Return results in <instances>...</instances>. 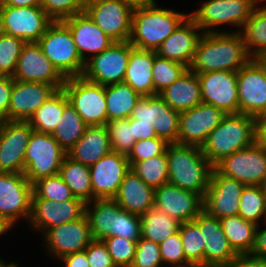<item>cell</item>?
I'll return each mask as SVG.
<instances>
[{"label":"cell","instance_id":"obj_15","mask_svg":"<svg viewBox=\"0 0 266 267\" xmlns=\"http://www.w3.org/2000/svg\"><path fill=\"white\" fill-rule=\"evenodd\" d=\"M132 47L129 41L114 42L85 62L82 76L102 86L123 82Z\"/></svg>","mask_w":266,"mask_h":267},{"label":"cell","instance_id":"obj_51","mask_svg":"<svg viewBox=\"0 0 266 267\" xmlns=\"http://www.w3.org/2000/svg\"><path fill=\"white\" fill-rule=\"evenodd\" d=\"M131 267H164L159 244L140 237Z\"/></svg>","mask_w":266,"mask_h":267},{"label":"cell","instance_id":"obj_49","mask_svg":"<svg viewBox=\"0 0 266 267\" xmlns=\"http://www.w3.org/2000/svg\"><path fill=\"white\" fill-rule=\"evenodd\" d=\"M110 236H120L128 240H138L141 237V219L140 216L131 214L120 208L114 214L113 229Z\"/></svg>","mask_w":266,"mask_h":267},{"label":"cell","instance_id":"obj_18","mask_svg":"<svg viewBox=\"0 0 266 267\" xmlns=\"http://www.w3.org/2000/svg\"><path fill=\"white\" fill-rule=\"evenodd\" d=\"M32 131L27 121L0 122V172L23 173Z\"/></svg>","mask_w":266,"mask_h":267},{"label":"cell","instance_id":"obj_34","mask_svg":"<svg viewBox=\"0 0 266 267\" xmlns=\"http://www.w3.org/2000/svg\"><path fill=\"white\" fill-rule=\"evenodd\" d=\"M260 5V6H259ZM245 48L252 58H266V5L258 4L240 30Z\"/></svg>","mask_w":266,"mask_h":267},{"label":"cell","instance_id":"obj_55","mask_svg":"<svg viewBox=\"0 0 266 267\" xmlns=\"http://www.w3.org/2000/svg\"><path fill=\"white\" fill-rule=\"evenodd\" d=\"M13 77L0 76V122L8 121V110L13 90Z\"/></svg>","mask_w":266,"mask_h":267},{"label":"cell","instance_id":"obj_13","mask_svg":"<svg viewBox=\"0 0 266 267\" xmlns=\"http://www.w3.org/2000/svg\"><path fill=\"white\" fill-rule=\"evenodd\" d=\"M41 239L47 255L56 260L57 264L66 255L84 251L93 240L85 214L77 220L48 228Z\"/></svg>","mask_w":266,"mask_h":267},{"label":"cell","instance_id":"obj_44","mask_svg":"<svg viewBox=\"0 0 266 267\" xmlns=\"http://www.w3.org/2000/svg\"><path fill=\"white\" fill-rule=\"evenodd\" d=\"M32 193V199H48L54 202L79 199L58 174L35 181L32 184Z\"/></svg>","mask_w":266,"mask_h":267},{"label":"cell","instance_id":"obj_21","mask_svg":"<svg viewBox=\"0 0 266 267\" xmlns=\"http://www.w3.org/2000/svg\"><path fill=\"white\" fill-rule=\"evenodd\" d=\"M86 203L81 199L54 202L48 199H32L31 216L27 224L35 233L42 235L48 228L60 226L81 218Z\"/></svg>","mask_w":266,"mask_h":267},{"label":"cell","instance_id":"obj_67","mask_svg":"<svg viewBox=\"0 0 266 267\" xmlns=\"http://www.w3.org/2000/svg\"><path fill=\"white\" fill-rule=\"evenodd\" d=\"M257 1V4H262L263 5V2H266V0H256Z\"/></svg>","mask_w":266,"mask_h":267},{"label":"cell","instance_id":"obj_10","mask_svg":"<svg viewBox=\"0 0 266 267\" xmlns=\"http://www.w3.org/2000/svg\"><path fill=\"white\" fill-rule=\"evenodd\" d=\"M32 194V184L23 173L0 172V215L14 228L22 220L28 224Z\"/></svg>","mask_w":266,"mask_h":267},{"label":"cell","instance_id":"obj_63","mask_svg":"<svg viewBox=\"0 0 266 267\" xmlns=\"http://www.w3.org/2000/svg\"><path fill=\"white\" fill-rule=\"evenodd\" d=\"M127 1L133 3L135 6H138V5L152 4L157 2L158 0H127Z\"/></svg>","mask_w":266,"mask_h":267},{"label":"cell","instance_id":"obj_37","mask_svg":"<svg viewBox=\"0 0 266 267\" xmlns=\"http://www.w3.org/2000/svg\"><path fill=\"white\" fill-rule=\"evenodd\" d=\"M226 238L237 255L250 254L254 242L257 225L244 220L239 215L221 219Z\"/></svg>","mask_w":266,"mask_h":267},{"label":"cell","instance_id":"obj_4","mask_svg":"<svg viewBox=\"0 0 266 267\" xmlns=\"http://www.w3.org/2000/svg\"><path fill=\"white\" fill-rule=\"evenodd\" d=\"M256 142V118L226 114L201 146L203 155L215 166L223 158Z\"/></svg>","mask_w":266,"mask_h":267},{"label":"cell","instance_id":"obj_42","mask_svg":"<svg viewBox=\"0 0 266 267\" xmlns=\"http://www.w3.org/2000/svg\"><path fill=\"white\" fill-rule=\"evenodd\" d=\"M238 215L256 225H260L266 220V197L262 186L244 187L240 197Z\"/></svg>","mask_w":266,"mask_h":267},{"label":"cell","instance_id":"obj_19","mask_svg":"<svg viewBox=\"0 0 266 267\" xmlns=\"http://www.w3.org/2000/svg\"><path fill=\"white\" fill-rule=\"evenodd\" d=\"M197 75L202 103L213 105L225 114H239L237 72L223 70Z\"/></svg>","mask_w":266,"mask_h":267},{"label":"cell","instance_id":"obj_56","mask_svg":"<svg viewBox=\"0 0 266 267\" xmlns=\"http://www.w3.org/2000/svg\"><path fill=\"white\" fill-rule=\"evenodd\" d=\"M129 123L133 127V137L136 141L156 138L154 127L151 123L129 118Z\"/></svg>","mask_w":266,"mask_h":267},{"label":"cell","instance_id":"obj_38","mask_svg":"<svg viewBox=\"0 0 266 267\" xmlns=\"http://www.w3.org/2000/svg\"><path fill=\"white\" fill-rule=\"evenodd\" d=\"M58 175L70 188L72 194L85 203L93 200L89 166L73 161L66 156Z\"/></svg>","mask_w":266,"mask_h":267},{"label":"cell","instance_id":"obj_65","mask_svg":"<svg viewBox=\"0 0 266 267\" xmlns=\"http://www.w3.org/2000/svg\"><path fill=\"white\" fill-rule=\"evenodd\" d=\"M0 267H20V265H19V263L17 262V261H13V262H6V261H4L1 265H0Z\"/></svg>","mask_w":266,"mask_h":267},{"label":"cell","instance_id":"obj_7","mask_svg":"<svg viewBox=\"0 0 266 267\" xmlns=\"http://www.w3.org/2000/svg\"><path fill=\"white\" fill-rule=\"evenodd\" d=\"M66 156L67 152L52 134L33 130L25 152L23 174L31 184L41 178L57 175Z\"/></svg>","mask_w":266,"mask_h":267},{"label":"cell","instance_id":"obj_1","mask_svg":"<svg viewBox=\"0 0 266 267\" xmlns=\"http://www.w3.org/2000/svg\"><path fill=\"white\" fill-rule=\"evenodd\" d=\"M251 59L240 32L203 33L189 70L196 74L237 72Z\"/></svg>","mask_w":266,"mask_h":267},{"label":"cell","instance_id":"obj_23","mask_svg":"<svg viewBox=\"0 0 266 267\" xmlns=\"http://www.w3.org/2000/svg\"><path fill=\"white\" fill-rule=\"evenodd\" d=\"M13 79L22 82H42L54 85L58 90L63 88L65 82V78L44 55L37 42L24 45L18 58Z\"/></svg>","mask_w":266,"mask_h":267},{"label":"cell","instance_id":"obj_16","mask_svg":"<svg viewBox=\"0 0 266 267\" xmlns=\"http://www.w3.org/2000/svg\"><path fill=\"white\" fill-rule=\"evenodd\" d=\"M130 118L151 123L158 138L169 144L177 143L180 113L173 110L159 95L142 96Z\"/></svg>","mask_w":266,"mask_h":267},{"label":"cell","instance_id":"obj_31","mask_svg":"<svg viewBox=\"0 0 266 267\" xmlns=\"http://www.w3.org/2000/svg\"><path fill=\"white\" fill-rule=\"evenodd\" d=\"M156 51L132 47L123 82L129 84L140 96H155L152 67Z\"/></svg>","mask_w":266,"mask_h":267},{"label":"cell","instance_id":"obj_33","mask_svg":"<svg viewBox=\"0 0 266 267\" xmlns=\"http://www.w3.org/2000/svg\"><path fill=\"white\" fill-rule=\"evenodd\" d=\"M121 207L114 199H94L86 203L85 215L88 218L93 240L110 237L114 214Z\"/></svg>","mask_w":266,"mask_h":267},{"label":"cell","instance_id":"obj_9","mask_svg":"<svg viewBox=\"0 0 266 267\" xmlns=\"http://www.w3.org/2000/svg\"><path fill=\"white\" fill-rule=\"evenodd\" d=\"M135 5L127 0H86L84 11L115 42L129 41Z\"/></svg>","mask_w":266,"mask_h":267},{"label":"cell","instance_id":"obj_6","mask_svg":"<svg viewBox=\"0 0 266 267\" xmlns=\"http://www.w3.org/2000/svg\"><path fill=\"white\" fill-rule=\"evenodd\" d=\"M37 43L65 79L83 75L85 62L63 21H53Z\"/></svg>","mask_w":266,"mask_h":267},{"label":"cell","instance_id":"obj_24","mask_svg":"<svg viewBox=\"0 0 266 267\" xmlns=\"http://www.w3.org/2000/svg\"><path fill=\"white\" fill-rule=\"evenodd\" d=\"M154 207L180 223L193 221L203 211V197L195 192L166 183L155 188Z\"/></svg>","mask_w":266,"mask_h":267},{"label":"cell","instance_id":"obj_57","mask_svg":"<svg viewBox=\"0 0 266 267\" xmlns=\"http://www.w3.org/2000/svg\"><path fill=\"white\" fill-rule=\"evenodd\" d=\"M266 220L260 224L257 225L256 233H255V242L253 249L250 254L260 257V258H266ZM264 226V228H263Z\"/></svg>","mask_w":266,"mask_h":267},{"label":"cell","instance_id":"obj_41","mask_svg":"<svg viewBox=\"0 0 266 267\" xmlns=\"http://www.w3.org/2000/svg\"><path fill=\"white\" fill-rule=\"evenodd\" d=\"M129 163L131 171L154 189L168 183L169 174L166 151L162 155H157L150 159Z\"/></svg>","mask_w":266,"mask_h":267},{"label":"cell","instance_id":"obj_47","mask_svg":"<svg viewBox=\"0 0 266 267\" xmlns=\"http://www.w3.org/2000/svg\"><path fill=\"white\" fill-rule=\"evenodd\" d=\"M112 151L128 155L136 143L129 118L109 121L105 124Z\"/></svg>","mask_w":266,"mask_h":267},{"label":"cell","instance_id":"obj_43","mask_svg":"<svg viewBox=\"0 0 266 267\" xmlns=\"http://www.w3.org/2000/svg\"><path fill=\"white\" fill-rule=\"evenodd\" d=\"M188 69L182 63L156 55L152 67V81L156 95L178 80Z\"/></svg>","mask_w":266,"mask_h":267},{"label":"cell","instance_id":"obj_29","mask_svg":"<svg viewBox=\"0 0 266 267\" xmlns=\"http://www.w3.org/2000/svg\"><path fill=\"white\" fill-rule=\"evenodd\" d=\"M155 189L131 170L125 175L114 200L127 212L142 216L154 207Z\"/></svg>","mask_w":266,"mask_h":267},{"label":"cell","instance_id":"obj_46","mask_svg":"<svg viewBox=\"0 0 266 267\" xmlns=\"http://www.w3.org/2000/svg\"><path fill=\"white\" fill-rule=\"evenodd\" d=\"M25 44L20 38L0 32V76L13 77Z\"/></svg>","mask_w":266,"mask_h":267},{"label":"cell","instance_id":"obj_14","mask_svg":"<svg viewBox=\"0 0 266 267\" xmlns=\"http://www.w3.org/2000/svg\"><path fill=\"white\" fill-rule=\"evenodd\" d=\"M52 22L41 6H0V32L26 43L38 42Z\"/></svg>","mask_w":266,"mask_h":267},{"label":"cell","instance_id":"obj_61","mask_svg":"<svg viewBox=\"0 0 266 267\" xmlns=\"http://www.w3.org/2000/svg\"><path fill=\"white\" fill-rule=\"evenodd\" d=\"M0 6H12V7H32L40 6L42 0H0Z\"/></svg>","mask_w":266,"mask_h":267},{"label":"cell","instance_id":"obj_66","mask_svg":"<svg viewBox=\"0 0 266 267\" xmlns=\"http://www.w3.org/2000/svg\"><path fill=\"white\" fill-rule=\"evenodd\" d=\"M261 186L263 188V191H264V194H265V197H266V179L264 180V182H263V184Z\"/></svg>","mask_w":266,"mask_h":267},{"label":"cell","instance_id":"obj_30","mask_svg":"<svg viewBox=\"0 0 266 267\" xmlns=\"http://www.w3.org/2000/svg\"><path fill=\"white\" fill-rule=\"evenodd\" d=\"M112 151L105 125L87 126L81 139L69 150L73 161L91 166Z\"/></svg>","mask_w":266,"mask_h":267},{"label":"cell","instance_id":"obj_40","mask_svg":"<svg viewBox=\"0 0 266 267\" xmlns=\"http://www.w3.org/2000/svg\"><path fill=\"white\" fill-rule=\"evenodd\" d=\"M87 126L88 125L69 102L64 107L61 121L58 123L52 136L68 153L74 144L81 139Z\"/></svg>","mask_w":266,"mask_h":267},{"label":"cell","instance_id":"obj_54","mask_svg":"<svg viewBox=\"0 0 266 267\" xmlns=\"http://www.w3.org/2000/svg\"><path fill=\"white\" fill-rule=\"evenodd\" d=\"M84 251L90 267H116L102 240H92Z\"/></svg>","mask_w":266,"mask_h":267},{"label":"cell","instance_id":"obj_64","mask_svg":"<svg viewBox=\"0 0 266 267\" xmlns=\"http://www.w3.org/2000/svg\"><path fill=\"white\" fill-rule=\"evenodd\" d=\"M167 267H204L198 263L195 262H186L183 264H178V265H172V266H167Z\"/></svg>","mask_w":266,"mask_h":267},{"label":"cell","instance_id":"obj_45","mask_svg":"<svg viewBox=\"0 0 266 267\" xmlns=\"http://www.w3.org/2000/svg\"><path fill=\"white\" fill-rule=\"evenodd\" d=\"M179 231L186 260L204 266L203 231L194 221L181 223Z\"/></svg>","mask_w":266,"mask_h":267},{"label":"cell","instance_id":"obj_52","mask_svg":"<svg viewBox=\"0 0 266 267\" xmlns=\"http://www.w3.org/2000/svg\"><path fill=\"white\" fill-rule=\"evenodd\" d=\"M168 144L164 139L158 137L136 141L126 157L129 162L150 159L154 156L162 155L166 151Z\"/></svg>","mask_w":266,"mask_h":267},{"label":"cell","instance_id":"obj_25","mask_svg":"<svg viewBox=\"0 0 266 267\" xmlns=\"http://www.w3.org/2000/svg\"><path fill=\"white\" fill-rule=\"evenodd\" d=\"M193 221L203 231L204 266L227 267L238 255L224 234L221 220L203 210Z\"/></svg>","mask_w":266,"mask_h":267},{"label":"cell","instance_id":"obj_11","mask_svg":"<svg viewBox=\"0 0 266 267\" xmlns=\"http://www.w3.org/2000/svg\"><path fill=\"white\" fill-rule=\"evenodd\" d=\"M239 114L259 117L266 111V60L252 58L237 71Z\"/></svg>","mask_w":266,"mask_h":267},{"label":"cell","instance_id":"obj_8","mask_svg":"<svg viewBox=\"0 0 266 267\" xmlns=\"http://www.w3.org/2000/svg\"><path fill=\"white\" fill-rule=\"evenodd\" d=\"M63 89L69 102L88 126L107 123L105 86L77 76L66 78Z\"/></svg>","mask_w":266,"mask_h":267},{"label":"cell","instance_id":"obj_20","mask_svg":"<svg viewBox=\"0 0 266 267\" xmlns=\"http://www.w3.org/2000/svg\"><path fill=\"white\" fill-rule=\"evenodd\" d=\"M225 116L222 110L205 103L181 112L177 144L201 147Z\"/></svg>","mask_w":266,"mask_h":267},{"label":"cell","instance_id":"obj_26","mask_svg":"<svg viewBox=\"0 0 266 267\" xmlns=\"http://www.w3.org/2000/svg\"><path fill=\"white\" fill-rule=\"evenodd\" d=\"M58 89L42 82L14 80L8 121H28Z\"/></svg>","mask_w":266,"mask_h":267},{"label":"cell","instance_id":"obj_62","mask_svg":"<svg viewBox=\"0 0 266 267\" xmlns=\"http://www.w3.org/2000/svg\"><path fill=\"white\" fill-rule=\"evenodd\" d=\"M14 229V227L12 225H10L1 215H0V238L2 239V237L7 233H9V231L11 232V230Z\"/></svg>","mask_w":266,"mask_h":267},{"label":"cell","instance_id":"obj_50","mask_svg":"<svg viewBox=\"0 0 266 267\" xmlns=\"http://www.w3.org/2000/svg\"><path fill=\"white\" fill-rule=\"evenodd\" d=\"M86 0H42L41 8L53 21H63L85 9Z\"/></svg>","mask_w":266,"mask_h":267},{"label":"cell","instance_id":"obj_28","mask_svg":"<svg viewBox=\"0 0 266 267\" xmlns=\"http://www.w3.org/2000/svg\"><path fill=\"white\" fill-rule=\"evenodd\" d=\"M203 31L188 16L181 25L169 35L156 50L160 57L167 58L190 67Z\"/></svg>","mask_w":266,"mask_h":267},{"label":"cell","instance_id":"obj_39","mask_svg":"<svg viewBox=\"0 0 266 267\" xmlns=\"http://www.w3.org/2000/svg\"><path fill=\"white\" fill-rule=\"evenodd\" d=\"M141 237L160 244L170 235L179 231L180 222L168 216L158 208L153 207L141 217Z\"/></svg>","mask_w":266,"mask_h":267},{"label":"cell","instance_id":"obj_22","mask_svg":"<svg viewBox=\"0 0 266 267\" xmlns=\"http://www.w3.org/2000/svg\"><path fill=\"white\" fill-rule=\"evenodd\" d=\"M94 199H114L131 170L126 155L111 151L89 167Z\"/></svg>","mask_w":266,"mask_h":267},{"label":"cell","instance_id":"obj_3","mask_svg":"<svg viewBox=\"0 0 266 267\" xmlns=\"http://www.w3.org/2000/svg\"><path fill=\"white\" fill-rule=\"evenodd\" d=\"M166 157L168 183L195 192L204 198L214 166L203 155L201 147L168 144Z\"/></svg>","mask_w":266,"mask_h":267},{"label":"cell","instance_id":"obj_5","mask_svg":"<svg viewBox=\"0 0 266 267\" xmlns=\"http://www.w3.org/2000/svg\"><path fill=\"white\" fill-rule=\"evenodd\" d=\"M199 3L201 5L189 12V16L203 33L240 32L258 5L256 0H203ZM224 25L236 29L232 31L230 27L226 31ZM222 26L224 30L219 28Z\"/></svg>","mask_w":266,"mask_h":267},{"label":"cell","instance_id":"obj_17","mask_svg":"<svg viewBox=\"0 0 266 267\" xmlns=\"http://www.w3.org/2000/svg\"><path fill=\"white\" fill-rule=\"evenodd\" d=\"M244 187L245 185L240 181L226 177L213 168L210 183L203 198V210L220 220L238 215Z\"/></svg>","mask_w":266,"mask_h":267},{"label":"cell","instance_id":"obj_2","mask_svg":"<svg viewBox=\"0 0 266 267\" xmlns=\"http://www.w3.org/2000/svg\"><path fill=\"white\" fill-rule=\"evenodd\" d=\"M188 16V11H177L169 6L161 7L158 1L135 6L129 43L139 49L156 51Z\"/></svg>","mask_w":266,"mask_h":267},{"label":"cell","instance_id":"obj_60","mask_svg":"<svg viewBox=\"0 0 266 267\" xmlns=\"http://www.w3.org/2000/svg\"><path fill=\"white\" fill-rule=\"evenodd\" d=\"M256 143L266 149V116L256 117Z\"/></svg>","mask_w":266,"mask_h":267},{"label":"cell","instance_id":"obj_32","mask_svg":"<svg viewBox=\"0 0 266 267\" xmlns=\"http://www.w3.org/2000/svg\"><path fill=\"white\" fill-rule=\"evenodd\" d=\"M159 96L175 111L181 113L202 103L198 75L189 69Z\"/></svg>","mask_w":266,"mask_h":267},{"label":"cell","instance_id":"obj_48","mask_svg":"<svg viewBox=\"0 0 266 267\" xmlns=\"http://www.w3.org/2000/svg\"><path fill=\"white\" fill-rule=\"evenodd\" d=\"M102 241L106 245L116 267H131L135 257L137 240L110 236Z\"/></svg>","mask_w":266,"mask_h":267},{"label":"cell","instance_id":"obj_36","mask_svg":"<svg viewBox=\"0 0 266 267\" xmlns=\"http://www.w3.org/2000/svg\"><path fill=\"white\" fill-rule=\"evenodd\" d=\"M69 103L64 89L57 90L27 121L32 129L52 134L61 121L63 109Z\"/></svg>","mask_w":266,"mask_h":267},{"label":"cell","instance_id":"obj_12","mask_svg":"<svg viewBox=\"0 0 266 267\" xmlns=\"http://www.w3.org/2000/svg\"><path fill=\"white\" fill-rule=\"evenodd\" d=\"M214 168L245 186H261L266 179V149L255 142L226 156Z\"/></svg>","mask_w":266,"mask_h":267},{"label":"cell","instance_id":"obj_68","mask_svg":"<svg viewBox=\"0 0 266 267\" xmlns=\"http://www.w3.org/2000/svg\"><path fill=\"white\" fill-rule=\"evenodd\" d=\"M5 261V259L3 260V258H0V265Z\"/></svg>","mask_w":266,"mask_h":267},{"label":"cell","instance_id":"obj_53","mask_svg":"<svg viewBox=\"0 0 266 267\" xmlns=\"http://www.w3.org/2000/svg\"><path fill=\"white\" fill-rule=\"evenodd\" d=\"M159 246L164 267L188 262L184 254L180 231L170 235Z\"/></svg>","mask_w":266,"mask_h":267},{"label":"cell","instance_id":"obj_58","mask_svg":"<svg viewBox=\"0 0 266 267\" xmlns=\"http://www.w3.org/2000/svg\"><path fill=\"white\" fill-rule=\"evenodd\" d=\"M227 267H266V258H260L252 254H241Z\"/></svg>","mask_w":266,"mask_h":267},{"label":"cell","instance_id":"obj_59","mask_svg":"<svg viewBox=\"0 0 266 267\" xmlns=\"http://www.w3.org/2000/svg\"><path fill=\"white\" fill-rule=\"evenodd\" d=\"M64 267H90L88 264L87 254L85 251L75 252L59 259Z\"/></svg>","mask_w":266,"mask_h":267},{"label":"cell","instance_id":"obj_27","mask_svg":"<svg viewBox=\"0 0 266 267\" xmlns=\"http://www.w3.org/2000/svg\"><path fill=\"white\" fill-rule=\"evenodd\" d=\"M71 31L79 54L84 62L109 48L115 41L107 36L83 11L63 20Z\"/></svg>","mask_w":266,"mask_h":267},{"label":"cell","instance_id":"obj_35","mask_svg":"<svg viewBox=\"0 0 266 267\" xmlns=\"http://www.w3.org/2000/svg\"><path fill=\"white\" fill-rule=\"evenodd\" d=\"M107 122L130 118L140 96L129 84L120 82L105 86Z\"/></svg>","mask_w":266,"mask_h":267}]
</instances>
